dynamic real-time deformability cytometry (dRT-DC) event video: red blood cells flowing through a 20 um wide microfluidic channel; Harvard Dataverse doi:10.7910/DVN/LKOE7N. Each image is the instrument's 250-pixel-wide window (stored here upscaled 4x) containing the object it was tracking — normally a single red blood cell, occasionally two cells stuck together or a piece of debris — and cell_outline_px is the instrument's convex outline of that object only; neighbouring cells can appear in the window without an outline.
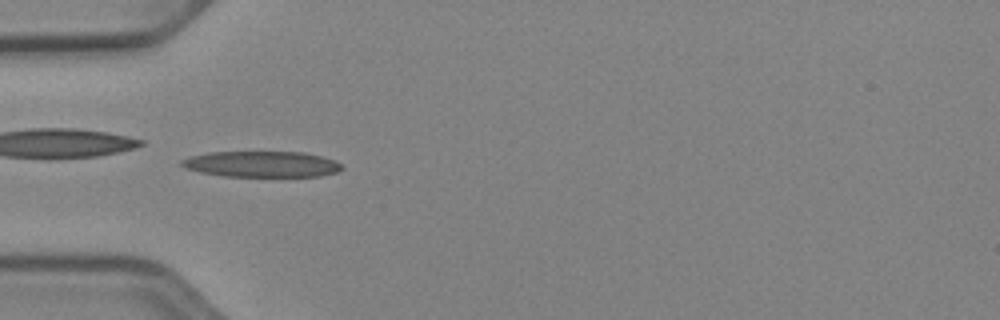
{"species": "Egyptian fruit bat (a non-hibernating species)", "species_latin": "Rousettus aegyptiacus", "temperature_condition": "cold", "stored_images_in_passage": 51, "camera_frame_rate_fps": 3000, "um_per_image_px": 0.085, "animal": {"sex": "female"}, "frame": {"image": 1, "passage_image": 16, "time_ms": 5.0, "image_size_px": [1000, 320], "cell_outline_px": [[344, 168], [336, 172], [320, 176], [224, 176], [200, 172], [188, 168], [180, 164], [180, 160], [188, 156], [208, 152], [304, 152], [336, 160]], "centroid_in_image_um": [22.24, 13.94], "position_along_channel_um": 62.8, "area_um2": 24.16}}
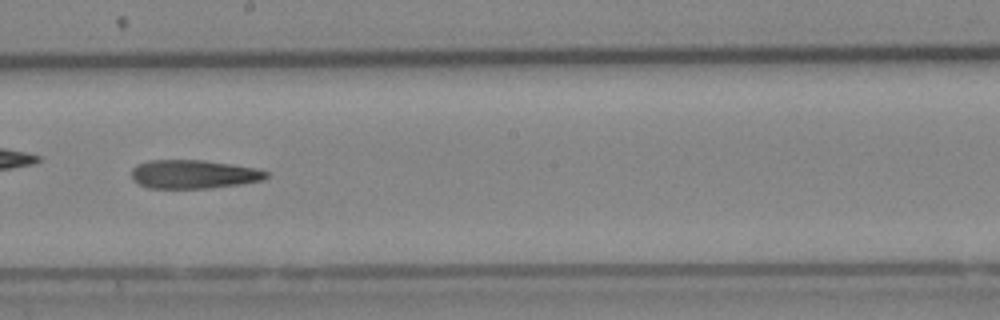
{"frame": {"image": 2, "passage_image": 29, "time_ms": 9.333, "image_size_px": [1000, 320], "cell_outline_px": [[268, 176], [264, 180], [240, 184], [208, 188], [148, 188], [132, 180], [132, 168], [136, 164], [148, 160], [204, 160], [232, 164], [256, 168], [268, 172]], "centroid_in_image_um": [16.44, 14.8], "position_along_channel_um": 231.8, "area_um2": 22.6}}
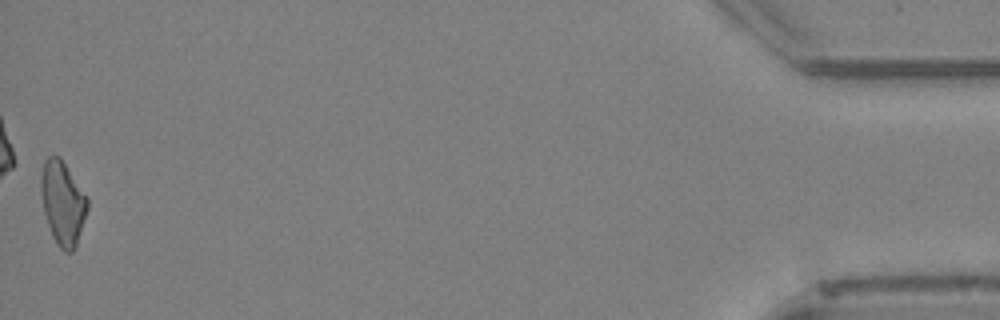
{"frame": {"image": 3, "passage_image": 51, "time_ms": 16.667, "image_size_px": [1000, 320], "cell_outline_px": [[88, 208], [76, 248], [72, 252], [64, 252], [56, 244], [52, 236], [44, 212], [40, 188], [40, 176], [44, 160], [48, 156], [60, 156], [88, 196]], "centroid_in_image_um": [5.34, 17.25], "position_along_channel_um": 429.9, "area_um2": 23.0}, "authors_computed_cell_mechanics": {"area_um2": 23.0622, "velocity_mm_per_s": 3.9474, "shape_relaxation_time_tau1_ms": null, "shape_relaxation_time_tau2_ms": 8.3228, "deformation_change_tau1": null, "deformation_change_tau2": 0.2452}}